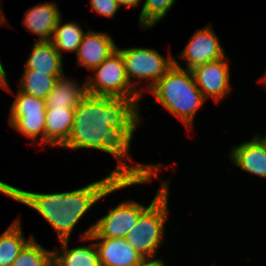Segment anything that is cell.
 Returning a JSON list of instances; mask_svg holds the SVG:
<instances>
[{
  "label": "cell",
  "instance_id": "ffe728a7",
  "mask_svg": "<svg viewBox=\"0 0 266 266\" xmlns=\"http://www.w3.org/2000/svg\"><path fill=\"white\" fill-rule=\"evenodd\" d=\"M60 17L56 27L54 28L51 42L55 46L58 53L62 56V51L76 52L82 41L84 30L74 22H68L61 25Z\"/></svg>",
  "mask_w": 266,
  "mask_h": 266
},
{
  "label": "cell",
  "instance_id": "4dcf8cb0",
  "mask_svg": "<svg viewBox=\"0 0 266 266\" xmlns=\"http://www.w3.org/2000/svg\"><path fill=\"white\" fill-rule=\"evenodd\" d=\"M260 82H264V85H265V87H266V75L264 76V78H260Z\"/></svg>",
  "mask_w": 266,
  "mask_h": 266
},
{
  "label": "cell",
  "instance_id": "f1b7e54d",
  "mask_svg": "<svg viewBox=\"0 0 266 266\" xmlns=\"http://www.w3.org/2000/svg\"><path fill=\"white\" fill-rule=\"evenodd\" d=\"M256 138L259 140V142L265 147V150H266V135L264 136V138L261 136H256Z\"/></svg>",
  "mask_w": 266,
  "mask_h": 266
},
{
  "label": "cell",
  "instance_id": "7402d4cb",
  "mask_svg": "<svg viewBox=\"0 0 266 266\" xmlns=\"http://www.w3.org/2000/svg\"><path fill=\"white\" fill-rule=\"evenodd\" d=\"M52 254V251L44 249L33 237L10 266H53Z\"/></svg>",
  "mask_w": 266,
  "mask_h": 266
},
{
  "label": "cell",
  "instance_id": "44dd1931",
  "mask_svg": "<svg viewBox=\"0 0 266 266\" xmlns=\"http://www.w3.org/2000/svg\"><path fill=\"white\" fill-rule=\"evenodd\" d=\"M45 120L46 113H26V115H10L9 126L24 136L45 143Z\"/></svg>",
  "mask_w": 266,
  "mask_h": 266
},
{
  "label": "cell",
  "instance_id": "ac0fdd59",
  "mask_svg": "<svg viewBox=\"0 0 266 266\" xmlns=\"http://www.w3.org/2000/svg\"><path fill=\"white\" fill-rule=\"evenodd\" d=\"M21 221L14 222L0 236V266H10L24 246L33 238L26 240L21 229Z\"/></svg>",
  "mask_w": 266,
  "mask_h": 266
},
{
  "label": "cell",
  "instance_id": "7c38bea8",
  "mask_svg": "<svg viewBox=\"0 0 266 266\" xmlns=\"http://www.w3.org/2000/svg\"><path fill=\"white\" fill-rule=\"evenodd\" d=\"M61 12L55 2H45L29 8L24 14V25L32 34H37L39 41H51Z\"/></svg>",
  "mask_w": 266,
  "mask_h": 266
},
{
  "label": "cell",
  "instance_id": "484cf974",
  "mask_svg": "<svg viewBox=\"0 0 266 266\" xmlns=\"http://www.w3.org/2000/svg\"><path fill=\"white\" fill-rule=\"evenodd\" d=\"M136 266H165L163 260L157 259H144L141 263Z\"/></svg>",
  "mask_w": 266,
  "mask_h": 266
},
{
  "label": "cell",
  "instance_id": "2e32d148",
  "mask_svg": "<svg viewBox=\"0 0 266 266\" xmlns=\"http://www.w3.org/2000/svg\"><path fill=\"white\" fill-rule=\"evenodd\" d=\"M87 94L86 82L80 87L73 80L59 77L46 98V109L76 108Z\"/></svg>",
  "mask_w": 266,
  "mask_h": 266
},
{
  "label": "cell",
  "instance_id": "8992f818",
  "mask_svg": "<svg viewBox=\"0 0 266 266\" xmlns=\"http://www.w3.org/2000/svg\"><path fill=\"white\" fill-rule=\"evenodd\" d=\"M168 181L159 187L155 198L148 207L135 201L122 202L110 209L108 214L99 219L81 235V239L89 238H125L136 225L139 217L167 190Z\"/></svg>",
  "mask_w": 266,
  "mask_h": 266
},
{
  "label": "cell",
  "instance_id": "8fae6325",
  "mask_svg": "<svg viewBox=\"0 0 266 266\" xmlns=\"http://www.w3.org/2000/svg\"><path fill=\"white\" fill-rule=\"evenodd\" d=\"M99 239L95 242L98 257L103 266H136L144 258L125 240V238H89L83 240Z\"/></svg>",
  "mask_w": 266,
  "mask_h": 266
},
{
  "label": "cell",
  "instance_id": "9c48e42d",
  "mask_svg": "<svg viewBox=\"0 0 266 266\" xmlns=\"http://www.w3.org/2000/svg\"><path fill=\"white\" fill-rule=\"evenodd\" d=\"M225 52L211 26L197 30L182 51L180 57L187 61L185 69L224 58Z\"/></svg>",
  "mask_w": 266,
  "mask_h": 266
},
{
  "label": "cell",
  "instance_id": "603a6c76",
  "mask_svg": "<svg viewBox=\"0 0 266 266\" xmlns=\"http://www.w3.org/2000/svg\"><path fill=\"white\" fill-rule=\"evenodd\" d=\"M174 3L175 0H146L141 9L139 26L144 29L153 27L166 16Z\"/></svg>",
  "mask_w": 266,
  "mask_h": 266
},
{
  "label": "cell",
  "instance_id": "4316f807",
  "mask_svg": "<svg viewBox=\"0 0 266 266\" xmlns=\"http://www.w3.org/2000/svg\"><path fill=\"white\" fill-rule=\"evenodd\" d=\"M6 76L7 75L5 69L3 68V65L0 61V87L9 91L10 87L8 86V81Z\"/></svg>",
  "mask_w": 266,
  "mask_h": 266
},
{
  "label": "cell",
  "instance_id": "83f0119b",
  "mask_svg": "<svg viewBox=\"0 0 266 266\" xmlns=\"http://www.w3.org/2000/svg\"><path fill=\"white\" fill-rule=\"evenodd\" d=\"M141 0H117L119 6L125 5L127 7H137Z\"/></svg>",
  "mask_w": 266,
  "mask_h": 266
},
{
  "label": "cell",
  "instance_id": "277c9868",
  "mask_svg": "<svg viewBox=\"0 0 266 266\" xmlns=\"http://www.w3.org/2000/svg\"><path fill=\"white\" fill-rule=\"evenodd\" d=\"M167 189L140 217L125 240L144 258L153 259L164 239L168 212Z\"/></svg>",
  "mask_w": 266,
  "mask_h": 266
},
{
  "label": "cell",
  "instance_id": "30bf717a",
  "mask_svg": "<svg viewBox=\"0 0 266 266\" xmlns=\"http://www.w3.org/2000/svg\"><path fill=\"white\" fill-rule=\"evenodd\" d=\"M116 50L117 45L110 35L90 30L84 33L78 47L76 53L78 58L77 65L93 70Z\"/></svg>",
  "mask_w": 266,
  "mask_h": 266
},
{
  "label": "cell",
  "instance_id": "3957f363",
  "mask_svg": "<svg viewBox=\"0 0 266 266\" xmlns=\"http://www.w3.org/2000/svg\"><path fill=\"white\" fill-rule=\"evenodd\" d=\"M149 91L187 128L192 126L196 111L205 101L196 85L192 71L182 68L176 60Z\"/></svg>",
  "mask_w": 266,
  "mask_h": 266
},
{
  "label": "cell",
  "instance_id": "6da1fadb",
  "mask_svg": "<svg viewBox=\"0 0 266 266\" xmlns=\"http://www.w3.org/2000/svg\"><path fill=\"white\" fill-rule=\"evenodd\" d=\"M139 100L97 96L87 93L75 108L68 149H97L113 155L118 166L111 173L117 179H141L154 176L161 166L129 165L132 136L140 123Z\"/></svg>",
  "mask_w": 266,
  "mask_h": 266
},
{
  "label": "cell",
  "instance_id": "e0dca14e",
  "mask_svg": "<svg viewBox=\"0 0 266 266\" xmlns=\"http://www.w3.org/2000/svg\"><path fill=\"white\" fill-rule=\"evenodd\" d=\"M68 241H60L61 251H52L53 266H103L94 243L90 246H78L68 249Z\"/></svg>",
  "mask_w": 266,
  "mask_h": 266
},
{
  "label": "cell",
  "instance_id": "7a4b0ae2",
  "mask_svg": "<svg viewBox=\"0 0 266 266\" xmlns=\"http://www.w3.org/2000/svg\"><path fill=\"white\" fill-rule=\"evenodd\" d=\"M157 174L141 179H117L110 173L74 191L53 194L29 192L0 181V192L39 212L62 241L69 240L75 225L97 201L116 190L150 182L152 177H158Z\"/></svg>",
  "mask_w": 266,
  "mask_h": 266
},
{
  "label": "cell",
  "instance_id": "5b68a950",
  "mask_svg": "<svg viewBox=\"0 0 266 266\" xmlns=\"http://www.w3.org/2000/svg\"><path fill=\"white\" fill-rule=\"evenodd\" d=\"M86 81L87 93L97 96L140 100L142 96L129 82L121 53L116 50L92 70ZM96 80V81H95Z\"/></svg>",
  "mask_w": 266,
  "mask_h": 266
},
{
  "label": "cell",
  "instance_id": "d6986e66",
  "mask_svg": "<svg viewBox=\"0 0 266 266\" xmlns=\"http://www.w3.org/2000/svg\"><path fill=\"white\" fill-rule=\"evenodd\" d=\"M59 77L62 76L47 75L32 69H25L18 88L21 92L46 100Z\"/></svg>",
  "mask_w": 266,
  "mask_h": 266
},
{
  "label": "cell",
  "instance_id": "4fadbf2b",
  "mask_svg": "<svg viewBox=\"0 0 266 266\" xmlns=\"http://www.w3.org/2000/svg\"><path fill=\"white\" fill-rule=\"evenodd\" d=\"M230 159L242 170L266 178V150L256 137L235 146Z\"/></svg>",
  "mask_w": 266,
  "mask_h": 266
},
{
  "label": "cell",
  "instance_id": "5bb4252c",
  "mask_svg": "<svg viewBox=\"0 0 266 266\" xmlns=\"http://www.w3.org/2000/svg\"><path fill=\"white\" fill-rule=\"evenodd\" d=\"M75 108L46 109L45 143L62 147L70 137Z\"/></svg>",
  "mask_w": 266,
  "mask_h": 266
},
{
  "label": "cell",
  "instance_id": "f546056e",
  "mask_svg": "<svg viewBox=\"0 0 266 266\" xmlns=\"http://www.w3.org/2000/svg\"><path fill=\"white\" fill-rule=\"evenodd\" d=\"M2 15H4V16H2ZM3 17L5 18V14L2 13V11H1V7H0V25L3 24V23L5 22L4 20H6V19H4Z\"/></svg>",
  "mask_w": 266,
  "mask_h": 266
},
{
  "label": "cell",
  "instance_id": "d4e9b609",
  "mask_svg": "<svg viewBox=\"0 0 266 266\" xmlns=\"http://www.w3.org/2000/svg\"><path fill=\"white\" fill-rule=\"evenodd\" d=\"M93 11L102 16L113 18L120 8L117 0H89Z\"/></svg>",
  "mask_w": 266,
  "mask_h": 266
},
{
  "label": "cell",
  "instance_id": "9a60e30c",
  "mask_svg": "<svg viewBox=\"0 0 266 266\" xmlns=\"http://www.w3.org/2000/svg\"><path fill=\"white\" fill-rule=\"evenodd\" d=\"M62 58L51 41H37L25 63V69L47 75L63 76Z\"/></svg>",
  "mask_w": 266,
  "mask_h": 266
},
{
  "label": "cell",
  "instance_id": "ba28073f",
  "mask_svg": "<svg viewBox=\"0 0 266 266\" xmlns=\"http://www.w3.org/2000/svg\"><path fill=\"white\" fill-rule=\"evenodd\" d=\"M191 71L205 100L211 96L218 102L230 93V71L226 57L199 65Z\"/></svg>",
  "mask_w": 266,
  "mask_h": 266
},
{
  "label": "cell",
  "instance_id": "cb8c5ba5",
  "mask_svg": "<svg viewBox=\"0 0 266 266\" xmlns=\"http://www.w3.org/2000/svg\"><path fill=\"white\" fill-rule=\"evenodd\" d=\"M13 101L10 115H26V113H46V100L35 98L32 95L21 92L17 93Z\"/></svg>",
  "mask_w": 266,
  "mask_h": 266
},
{
  "label": "cell",
  "instance_id": "52a82bcc",
  "mask_svg": "<svg viewBox=\"0 0 266 266\" xmlns=\"http://www.w3.org/2000/svg\"><path fill=\"white\" fill-rule=\"evenodd\" d=\"M117 50L121 53L126 74L130 84L136 89L139 90V93L142 95V91L137 89V83L131 80V77L134 79L143 80L151 79L150 83H147V89L149 90L159 79H161L167 71L174 65V57L169 56L168 59L161 56L158 51L155 49L149 48H127Z\"/></svg>",
  "mask_w": 266,
  "mask_h": 266
}]
</instances>
